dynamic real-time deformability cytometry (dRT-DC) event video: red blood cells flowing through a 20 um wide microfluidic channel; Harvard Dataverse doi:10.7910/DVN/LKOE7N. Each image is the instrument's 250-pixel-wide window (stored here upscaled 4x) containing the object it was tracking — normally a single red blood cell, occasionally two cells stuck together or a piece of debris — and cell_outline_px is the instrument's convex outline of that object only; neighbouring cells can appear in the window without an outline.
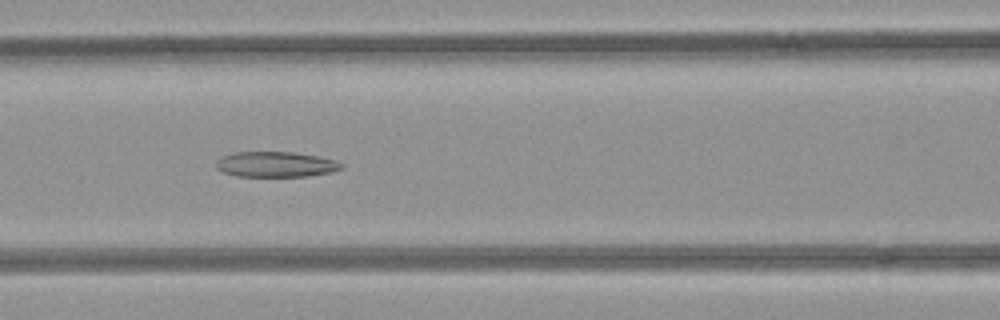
{"species": "common noctule bat (a hibernating species)", "species_latin": "Nyctalus noctula", "temperature_condition": "room temperature", "stored_images_in_passage": 52, "camera_frame_rate_fps": 3000, "um_per_image_px": 0.085, "animal": {"sex": "female", "body_mass_g": 21.9}, "frame": {"image": 1, "passage_image": 22, "time_ms": 7.0, "image_size_px": [1000, 320], "cell_outline_px": [[344, 168], [332, 172], [308, 176], [236, 176], [224, 172], [216, 168], [216, 160], [232, 152], [292, 152], [320, 156], [336, 160], [344, 164]], "centroid_in_image_um": [23.48, 13.97], "position_along_channel_um": 143.1, "area_um2": 18.67}}
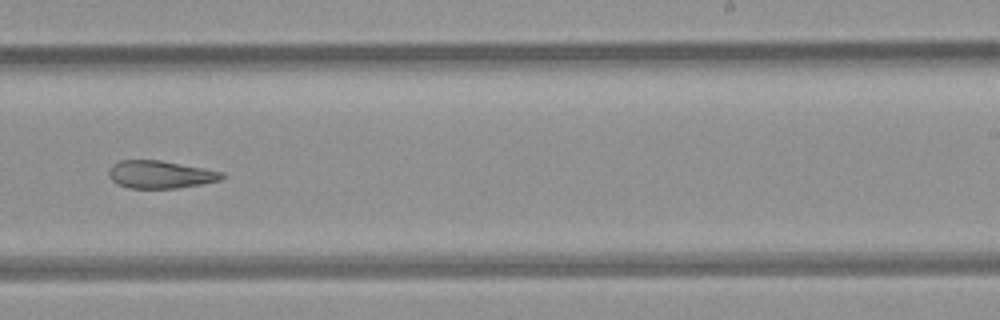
{"frame": {"image": 2, "passage_image": 32, "time_ms": 10.333, "image_size_px": [1000, 320], "cell_outline_px": [[224, 176], [220, 180], [200, 184], [176, 188], [128, 188], [116, 184], [108, 176], [108, 168], [112, 164], [120, 160], [160, 160], [204, 168], [224, 172]], "centroid_in_image_um": [13.57, 14.83], "position_along_channel_um": 275.4, "area_um2": 18.32}}
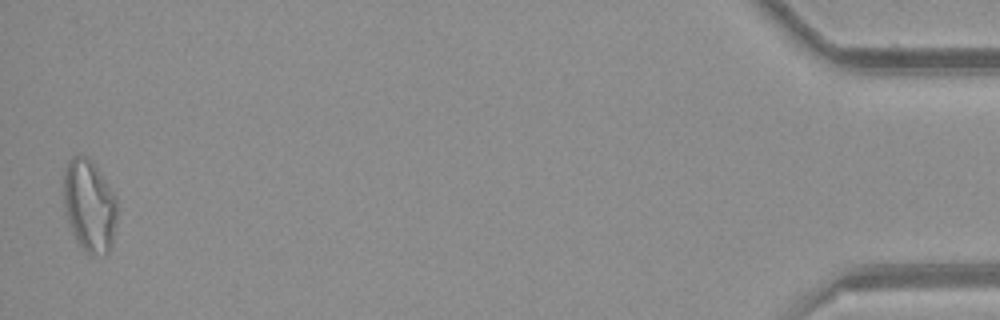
{"frame": {"image": 3, "passage_image": 51, "time_ms": 16.667, "image_size_px": [1000, 320], "cell_outline_px": [[116, 220], [112, 244], [108, 252], [92, 256], [80, 244], [72, 232], [68, 220], [64, 204], [64, 168], [68, 160], [72, 156], [84, 156], [92, 160], [96, 164], [116, 196]], "centroid_in_image_um": [7.6, 17.43], "position_along_channel_um": 427.6, "area_um2": 28.67}, "authors_computed_cell_mechanics": {"area_um2": 22.5998, "velocity_mm_per_s": 3.9812, "shape_relaxation_time_tau1_ms": null, "shape_relaxation_time_tau2_ms": 8.0637, "deformation_change_tau1": null, "deformation_change_tau2": 0.205}}